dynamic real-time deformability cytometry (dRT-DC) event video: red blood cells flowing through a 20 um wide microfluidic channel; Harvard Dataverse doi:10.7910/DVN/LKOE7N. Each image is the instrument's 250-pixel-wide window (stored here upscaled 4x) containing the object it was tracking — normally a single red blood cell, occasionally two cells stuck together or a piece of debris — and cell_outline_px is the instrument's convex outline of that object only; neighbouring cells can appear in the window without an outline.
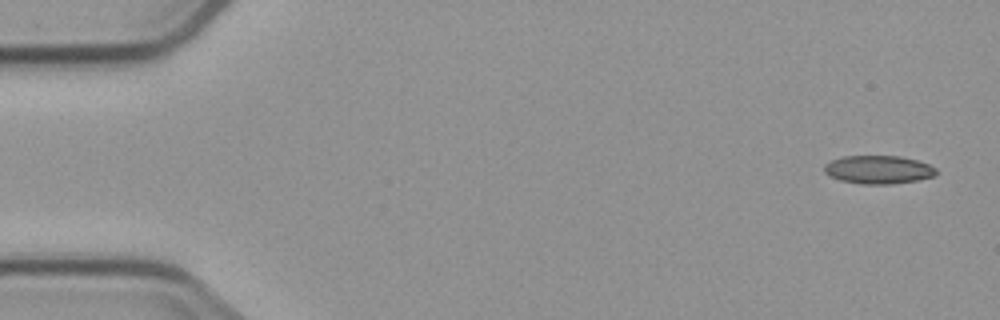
{"species": "common noctule bat (a hibernating species)", "species_latin": "Nyctalus noctula", "temperature_condition": "cold", "stored_images_in_passage": 5, "camera_frame_rate_fps": 3000, "um_per_image_px": 0.085, "animal": {"sex": "male", "body_mass_g": 23.1, "forearm_length_mm": 52.7}, "frame": {"image": 1, "passage_image": 1, "time_ms": 0.0, "image_size_px": [1000, 320], "cell_outline_px": [[936, 176], [916, 180], [892, 184], [864, 184], [840, 180], [824, 172], [824, 164], [832, 160], [844, 156], [900, 156], [916, 160], [928, 164], [936, 168]], "centroid_in_image_um": [74.67, 14.42], "position_along_channel_um": 10.3, "area_um2": 18.32}}
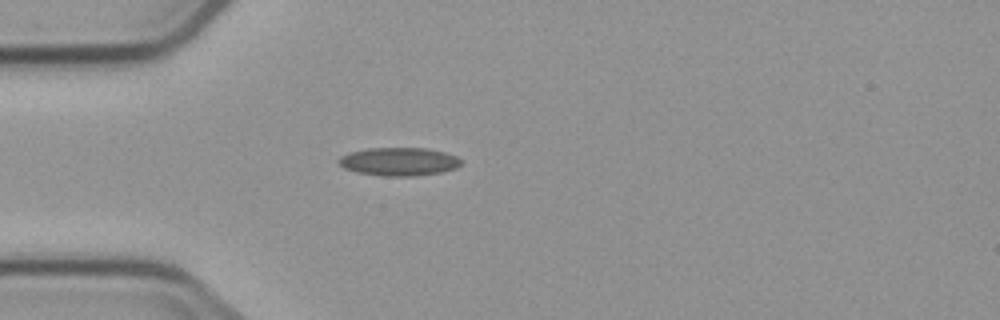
{"frame": {"image": 2, "passage_image": 5, "time_ms": 4.333, "image_size_px": [1000, 320], "cell_outline_px": [[460, 164], [456, 168], [440, 172], [416, 176], [384, 176], [356, 172], [344, 168], [336, 160], [340, 156], [348, 152], [368, 148], [428, 148], [444, 152], [456, 156], [460, 160]], "centroid_in_image_um": [33.87, 13.73], "position_along_channel_um": 51.1, "area_um2": 20.17}}